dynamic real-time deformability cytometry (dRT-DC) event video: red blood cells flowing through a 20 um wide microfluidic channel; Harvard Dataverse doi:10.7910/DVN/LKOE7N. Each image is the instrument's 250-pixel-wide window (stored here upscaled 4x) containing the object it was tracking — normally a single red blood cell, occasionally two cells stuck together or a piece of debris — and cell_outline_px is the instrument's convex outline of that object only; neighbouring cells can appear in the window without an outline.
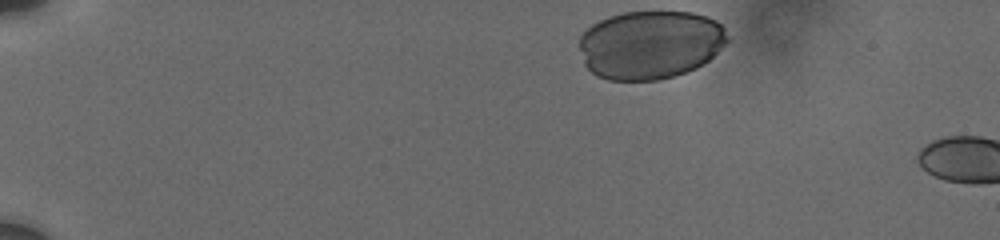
{"species": "human", "species_latin": "Homo sapiens", "temperature_condition": "cold", "stored_images_in_passage": 8, "camera_frame_rate_fps": 3000, "um_per_image_px": 0.085, "donor": {"sex": "male"}, "frame": {"image": 1, "passage_image": 1, "time_ms": 0.0, "image_size_px": [1000, 240], "cell_outline_px": [[728, 40], [708, 60], [696, 68], [660, 80], [608, 80], [596, 76], [584, 64], [580, 48], [580, 36], [592, 24], [600, 20], [624, 12], [692, 12], [716, 20], [724, 28], [728, 36]], "centroid_in_image_um": [55.25, 3.8], "position_along_channel_um": 29.7, "area_um2": 58.9}}